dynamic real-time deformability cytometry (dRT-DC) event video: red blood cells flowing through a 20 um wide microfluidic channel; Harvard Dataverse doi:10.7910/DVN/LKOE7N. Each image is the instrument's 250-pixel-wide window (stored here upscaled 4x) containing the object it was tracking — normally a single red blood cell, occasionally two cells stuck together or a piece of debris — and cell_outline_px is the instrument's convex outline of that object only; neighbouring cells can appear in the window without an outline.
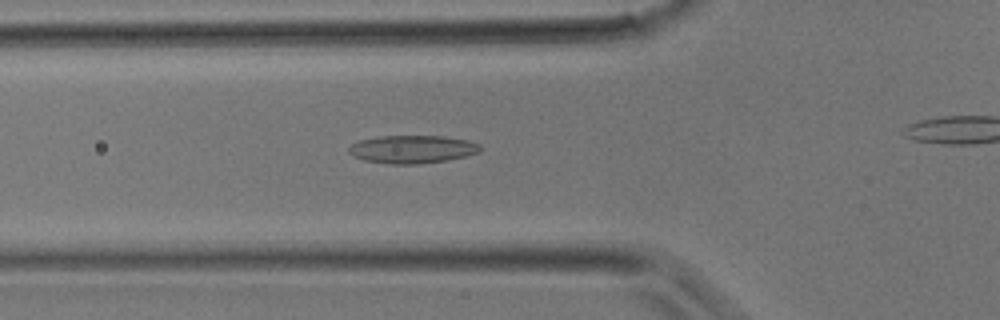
{"species": "common noctule bat (a hibernating species)", "species_latin": "Nyctalus noctula", "temperature_condition": "room temperature", "stored_images_in_passage": 26, "camera_frame_rate_fps": 3000, "um_per_image_px": 0.085, "animal": {"sex": "male", "body_mass_g": 17.9}, "frame": {"image": 1, "passage_image": 9, "time_ms": 2.667, "image_size_px": [1000, 320], "cell_outline_px": [[480, 152], [468, 156], [448, 160], [416, 164], [388, 164], [364, 160], [352, 156], [348, 152], [348, 148], [352, 144], [360, 140], [380, 136], [444, 136], [468, 140], [480, 144]], "centroid_in_image_um": [35.05, 12.69], "position_along_channel_um": 90.7, "area_um2": 21.56}}
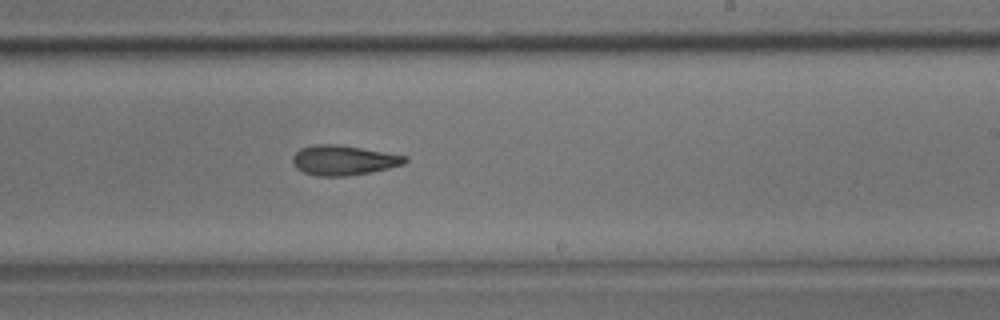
{"frame": {"image": 2, "passage_image": 18, "time_ms": 5.667, "image_size_px": [1000, 320], "cell_outline_px": [[408, 160], [404, 164], [388, 168], [348, 176], [316, 176], [304, 172], [296, 168], [292, 164], [292, 156], [300, 148], [312, 144], [340, 144], [408, 156]], "centroid_in_image_um": [29.17, 13.61], "position_along_channel_um": 259.8, "area_um2": 19.71}}
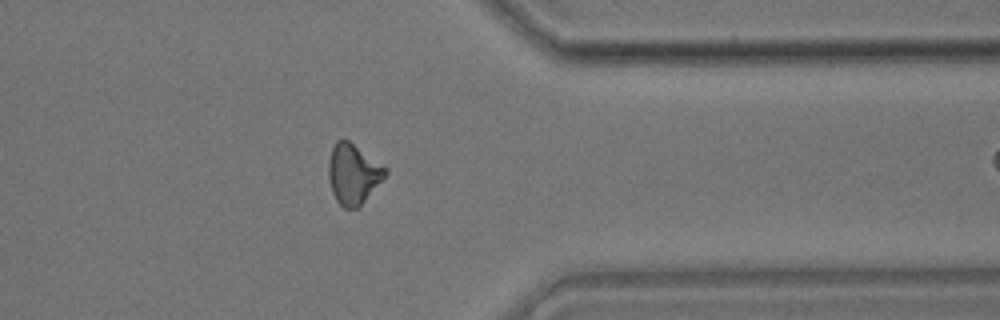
{"frame": {"image": 3, "passage_image": 25, "time_ms": 8.0, "image_size_px": [1000, 320], "cell_outline_px": [[388, 172], [364, 200], [356, 208], [344, 208], [336, 200], [332, 192], [328, 176], [328, 160], [332, 148], [336, 140], [348, 140], [388, 168]], "centroid_in_image_um": [30.0, 14.76], "position_along_channel_um": 381.4, "area_um2": 19.59}}